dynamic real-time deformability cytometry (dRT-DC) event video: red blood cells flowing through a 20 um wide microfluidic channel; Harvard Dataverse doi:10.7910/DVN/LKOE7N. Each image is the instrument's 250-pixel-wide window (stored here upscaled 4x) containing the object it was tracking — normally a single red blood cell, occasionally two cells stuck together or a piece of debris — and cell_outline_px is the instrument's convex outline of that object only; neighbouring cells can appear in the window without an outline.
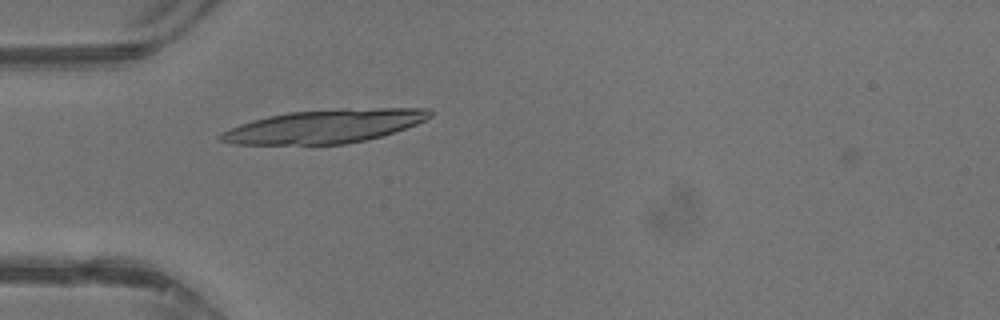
{"species": "common noctule bat (a hibernating species)", "species_latin": "Nyctalus noctula", "temperature_condition": "warm", "stored_images_in_passage": 9, "camera_frame_rate_fps": 3000, "um_per_image_px": 0.085, "animal": {"sex": "male", "body_mass_g": 13.3}, "frame": {"image": 1, "passage_image": 8, "time_ms": 2.333, "image_size_px": [1000, 320], "cell_outline_px": [[432, 116], [416, 124], [380, 136], [364, 140], [344, 144], [232, 144], [216, 140], [216, 136], [220, 132], [240, 124], [252, 120], [268, 116], [288, 112], [344, 108], [428, 108], [432, 112]], "centroid_in_image_um": [27.53, 10.73], "position_along_channel_um": 57.5, "area_um2": 40.81}}